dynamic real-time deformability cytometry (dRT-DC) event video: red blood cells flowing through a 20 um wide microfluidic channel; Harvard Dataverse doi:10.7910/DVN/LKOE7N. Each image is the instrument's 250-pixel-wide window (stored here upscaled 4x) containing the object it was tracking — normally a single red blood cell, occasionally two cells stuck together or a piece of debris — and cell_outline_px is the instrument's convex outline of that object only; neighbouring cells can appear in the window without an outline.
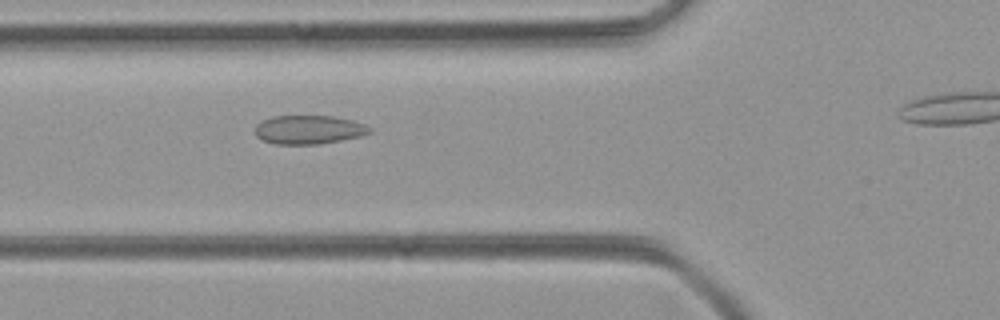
{"species": "common noctule bat (a hibernating species)", "species_latin": "Nyctalus noctula", "temperature_condition": "room temperature", "stored_images_in_passage": 37, "camera_frame_rate_fps": 3000, "um_per_image_px": 0.085, "animal": {"sex": "female", "body_mass_g": 21.9}, "frame": {"image": 1, "passage_image": 12, "time_ms": 3.667, "image_size_px": [1000, 320], "cell_outline_px": [[372, 132], [360, 136], [320, 144], [276, 144], [264, 140], [256, 136], [256, 124], [272, 116], [332, 116], [352, 120], [364, 124], [372, 128]], "centroid_in_image_um": [26.26, 11.02], "position_along_channel_um": 99.5, "area_um2": 19.07}}
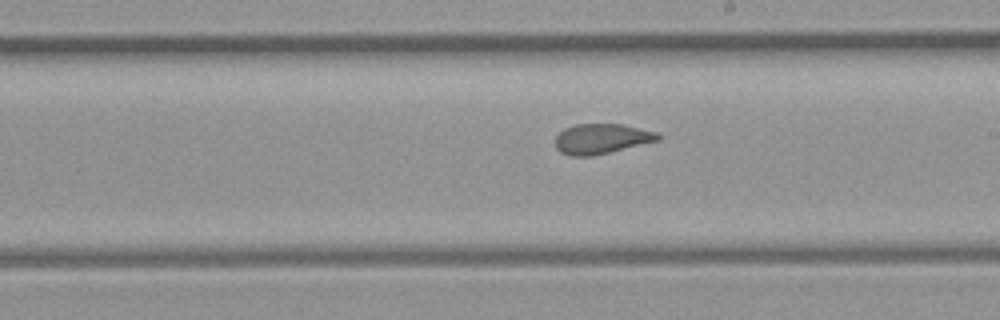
{"frame": {"image": 2, "passage_image": 22, "time_ms": 7.0, "image_size_px": [1000, 320], "cell_outline_px": [[664, 136], [660, 140], [592, 156], [572, 156], [560, 152], [556, 148], [556, 136], [564, 128], [576, 124], [624, 124], [656, 132]], "centroid_in_image_um": [51.15, 11.79], "position_along_channel_um": 237.8, "area_um2": 18.03}}
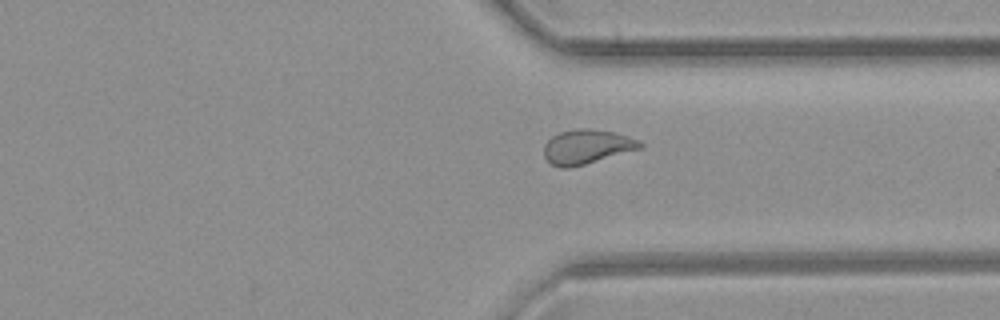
{"frame": {"image": 3, "passage_image": 31, "time_ms": 10.0, "image_size_px": [1000, 320], "cell_outline_px": [[644, 144], [640, 148], [584, 164], [568, 168], [560, 168], [552, 164], [544, 156], [544, 144], [552, 136], [560, 132], [576, 128], [588, 128], [612, 132], [636, 140]], "centroid_in_image_um": [49.8, 12.47], "position_along_channel_um": 361.6, "area_um2": 18.79}}